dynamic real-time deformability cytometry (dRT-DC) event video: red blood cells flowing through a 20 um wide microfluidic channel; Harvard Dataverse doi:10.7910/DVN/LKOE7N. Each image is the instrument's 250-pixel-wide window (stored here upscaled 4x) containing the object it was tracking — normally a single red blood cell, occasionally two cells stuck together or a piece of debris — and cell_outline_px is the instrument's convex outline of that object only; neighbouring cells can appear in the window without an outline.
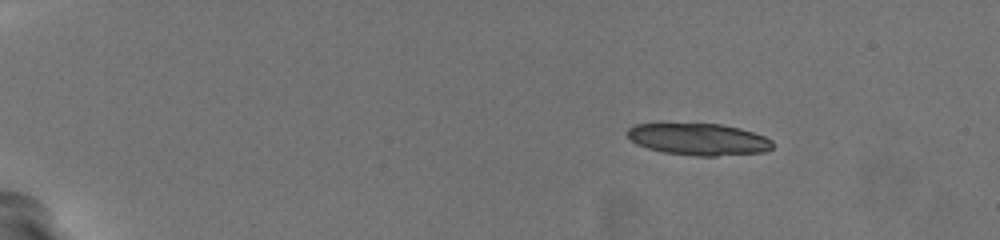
{"species": "common noctule bat (a hibernating species)", "species_latin": "Nyctalus noctula", "temperature_condition": "warm", "stored_images_in_passage": 50, "segment_of_instrument_passage": [1, 2], "camera_frame_rate_fps": 3000, "um_per_image_px": 0.085, "animal": {"sex": "female", "body_mass_g": 19.5, "forearm_length_mm": 54.1}, "frame": {"image": 1, "passage_image": 1, "time_ms": 0.0, "image_size_px": [1000, 240], "cell_outline_px": [[772, 148], [764, 152], [716, 156], [696, 156], [664, 152], [648, 148], [636, 144], [628, 136], [628, 128], [636, 124], [660, 120], [664, 120], [720, 124], [740, 128], [764, 136], [772, 140]], "centroid_in_image_um": [59.3, 11.78], "position_along_channel_um": 25.7, "area_um2": 27.98}}